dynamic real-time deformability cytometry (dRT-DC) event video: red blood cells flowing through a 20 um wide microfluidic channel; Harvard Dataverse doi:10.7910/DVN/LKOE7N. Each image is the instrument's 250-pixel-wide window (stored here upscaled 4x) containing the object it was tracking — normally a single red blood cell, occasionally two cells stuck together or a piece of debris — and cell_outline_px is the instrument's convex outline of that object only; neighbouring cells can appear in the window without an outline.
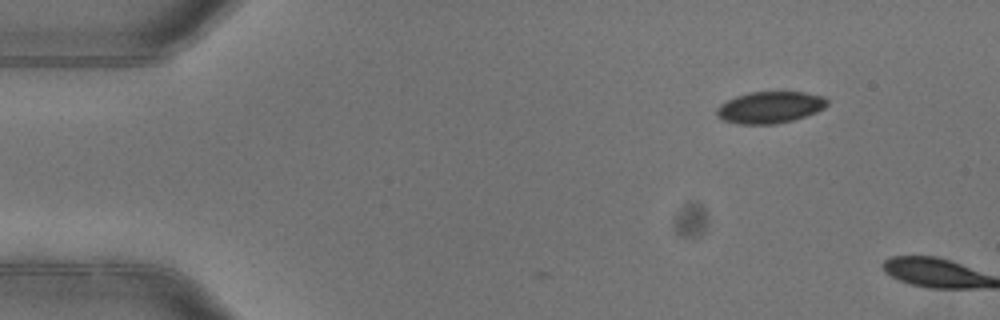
{"species": "common noctule bat (a hibernating species)", "species_latin": "Nyctalus noctula", "temperature_condition": "warm", "stored_images_in_passage": 2, "camera_frame_rate_fps": 3000, "um_per_image_px": 0.085, "animal": {"sex": "female"}, "frame": {"image": 1, "passage_image": 1, "time_ms": 0.0, "image_size_px": [1000, 320], "cell_outline_px": [[828, 104], [824, 108], [816, 112], [792, 120], [776, 124], [736, 124], [724, 120], [716, 116], [716, 108], [720, 104], [736, 96], [752, 92], [804, 92], [824, 96], [828, 100]], "centroid_in_image_um": [65.44, 9.13], "position_along_channel_um": 19.6, "area_um2": 20.4}}